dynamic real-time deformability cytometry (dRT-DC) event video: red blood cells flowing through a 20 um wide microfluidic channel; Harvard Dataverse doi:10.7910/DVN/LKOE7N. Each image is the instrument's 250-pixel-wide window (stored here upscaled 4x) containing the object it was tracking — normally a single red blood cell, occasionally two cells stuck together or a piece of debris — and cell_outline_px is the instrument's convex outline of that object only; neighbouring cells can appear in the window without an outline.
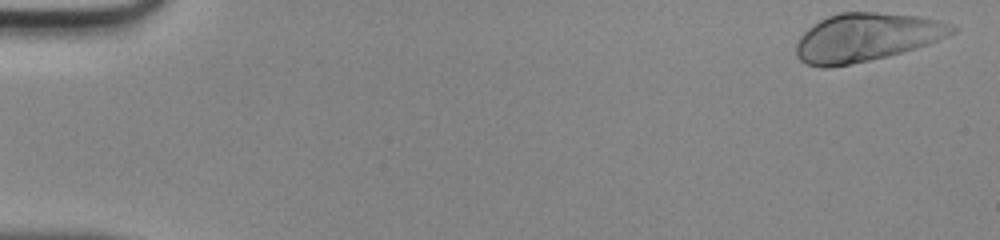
{"species": "human", "species_latin": "Homo sapiens", "temperature_condition": "room temperature", "stored_images_in_passage": 14, "camera_frame_rate_fps": 3000, "um_per_image_px": 0.085, "donor": {"sex": "male"}, "frame": {"image": 1, "passage_image": 1, "time_ms": 0.0, "image_size_px": [1000, 240], "cell_outline_px": [[956, 32], [928, 44], [900, 52], [868, 60], [828, 68], [824, 68], [808, 64], [800, 60], [796, 56], [796, 44], [800, 36], [808, 28], [820, 20], [828, 16], [840, 12], [876, 12], [916, 16], [936, 20], [956, 28]], "centroid_in_image_um": [73.57, 3.17], "position_along_channel_um": 11.4, "area_um2": 43.12}}